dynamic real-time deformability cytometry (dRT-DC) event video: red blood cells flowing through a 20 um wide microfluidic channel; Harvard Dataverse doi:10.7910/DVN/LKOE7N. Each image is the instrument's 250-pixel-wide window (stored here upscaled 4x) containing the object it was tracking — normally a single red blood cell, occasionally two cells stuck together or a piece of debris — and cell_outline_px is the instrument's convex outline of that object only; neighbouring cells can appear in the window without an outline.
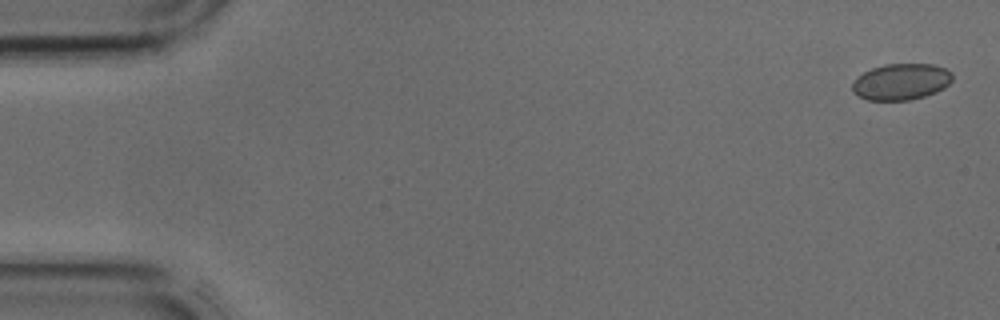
{"species": "common noctule bat (a hibernating species)", "species_latin": "Nyctalus noctula", "temperature_condition": "cold", "stored_images_in_passage": 42, "camera_frame_rate_fps": 3000, "um_per_image_px": 0.085, "animal": {"sex": "male", "body_mass_g": 17.9, "forearm_length_mm": 54.2}, "frame": {"image": 1, "passage_image": 1, "time_ms": 0.0, "image_size_px": [1000, 320], "cell_outline_px": [[952, 80], [944, 88], [936, 92], [924, 96], [908, 100], [868, 100], [852, 92], [852, 84], [864, 72], [872, 68], [884, 64], [932, 64], [944, 68], [952, 72]], "centroid_in_image_um": [76.61, 6.94], "position_along_channel_um": 8.4, "area_um2": 21.04}}
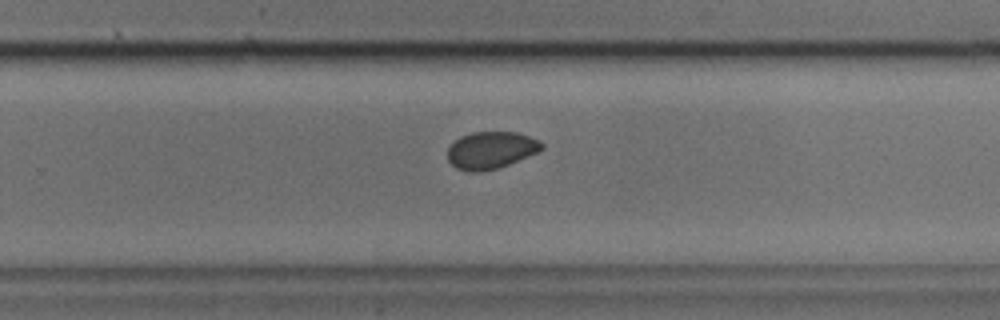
{"frame": {"image": 2, "passage_image": 27, "time_ms": 8.667, "image_size_px": [1000, 320], "cell_outline_px": [[544, 148], [536, 152], [508, 164], [496, 168], [480, 172], [468, 172], [456, 168], [448, 160], [448, 148], [460, 136], [472, 132], [516, 132], [540, 140], [544, 144]], "centroid_in_image_um": [41.71, 12.76], "position_along_channel_um": 288.1, "area_um2": 20.23}}
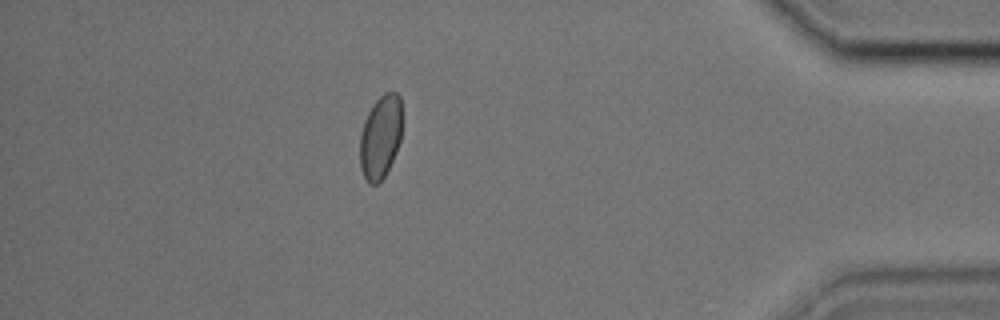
{"frame": {"image": 3, "passage_image": 37, "time_ms": 12.0, "image_size_px": [1000, 320], "cell_outline_px": [[400, 140], [396, 152], [384, 176], [376, 184], [368, 184], [360, 168], [360, 132], [364, 120], [372, 104], [384, 92], [396, 92], [400, 96]], "centroid_in_image_um": [32.31, 11.63], "position_along_channel_um": 402.9, "area_um2": 20.35}}